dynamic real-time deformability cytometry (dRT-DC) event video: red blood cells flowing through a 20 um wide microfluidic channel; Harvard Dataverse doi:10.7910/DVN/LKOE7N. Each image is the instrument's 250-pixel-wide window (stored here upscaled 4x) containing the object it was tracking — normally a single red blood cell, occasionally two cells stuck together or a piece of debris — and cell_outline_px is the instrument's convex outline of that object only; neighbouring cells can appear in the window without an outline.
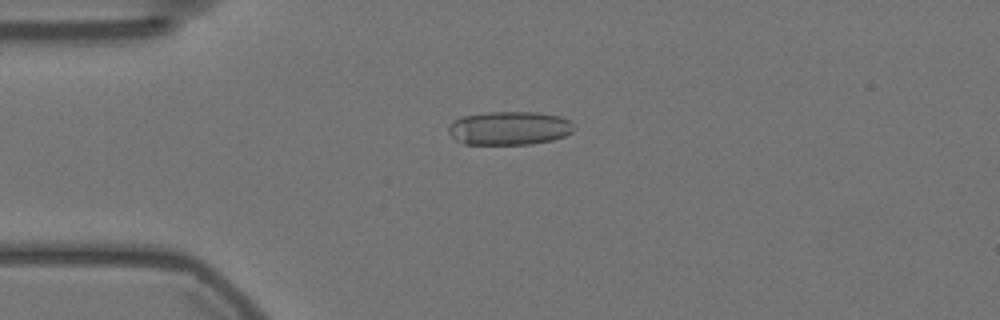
{"species": "Egyptian fruit bat (a non-hibernating species)", "species_latin": "Rousettus aegyptiacus", "temperature_condition": "warm", "stored_images_in_passage": 57, "camera_frame_rate_fps": 3000, "um_per_image_px": 0.085, "animal": {"sex": "female"}, "frame": {"image": 1, "passage_image": 14, "time_ms": 4.333, "image_size_px": [1000, 320], "cell_outline_px": [[576, 128], [572, 132], [564, 136], [552, 140], [532, 144], [464, 144], [456, 140], [448, 132], [448, 124], [452, 120], [460, 116], [488, 112], [540, 112], [560, 116], [568, 120]], "centroid_in_image_um": [43.26, 10.88], "position_along_channel_um": 41.7, "area_um2": 24.85}}
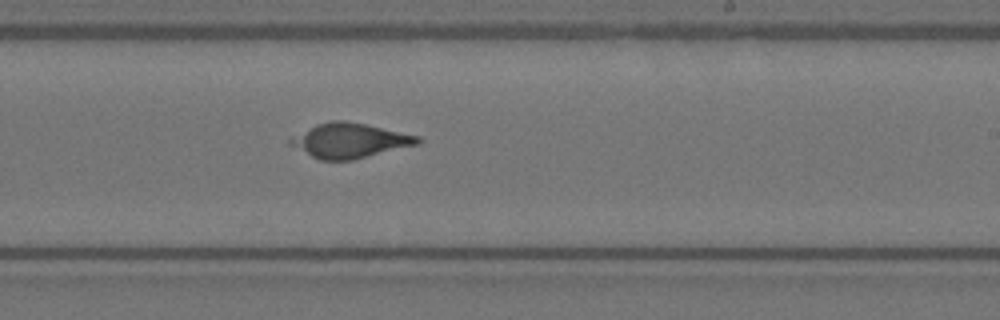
{"frame": {"image": 2, "passage_image": 34, "time_ms": 11.0, "image_size_px": [1000, 320], "cell_outline_px": [[424, 140], [420, 144], [352, 160], [320, 160], [288, 144], [288, 140], [292, 136], [316, 124], [332, 120], [344, 120], [364, 124], [420, 136]], "centroid_in_image_um": [29.74, 11.95], "position_along_channel_um": 259.3, "area_um2": 25.66}}
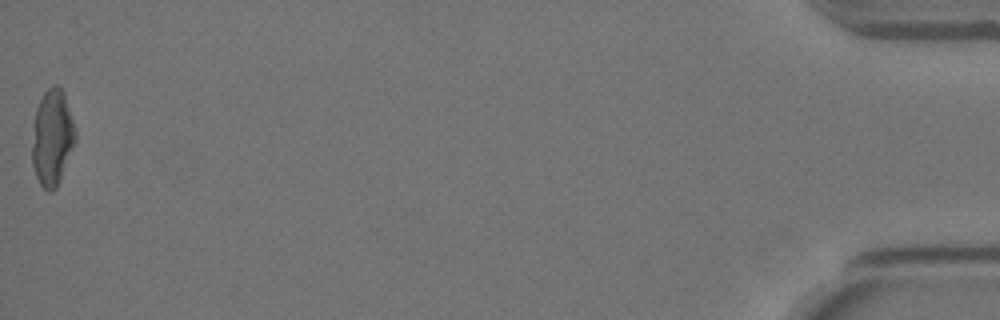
{"frame": {"image": 3, "passage_image": 57, "time_ms": 18.667, "image_size_px": [1000, 320], "cell_outline_px": [[76, 140], [60, 180], [56, 188], [52, 192], [48, 192], [40, 184], [36, 176], [32, 164], [32, 124], [36, 108], [44, 92], [52, 84], [56, 84], [64, 92], [76, 128]], "centroid_in_image_um": [4.43, 11.68], "position_along_channel_um": 430.8, "area_um2": 24.57}, "authors_computed_cell_mechanics": {"area_um2": 24.7384, "velocity_mm_per_s": 3.5556, "shape_relaxation_time_tau1_ms": null, "shape_relaxation_time_tau2_ms": 0.8924, "deformation_change_tau1": null, "deformation_change_tau2": 0.0364}}